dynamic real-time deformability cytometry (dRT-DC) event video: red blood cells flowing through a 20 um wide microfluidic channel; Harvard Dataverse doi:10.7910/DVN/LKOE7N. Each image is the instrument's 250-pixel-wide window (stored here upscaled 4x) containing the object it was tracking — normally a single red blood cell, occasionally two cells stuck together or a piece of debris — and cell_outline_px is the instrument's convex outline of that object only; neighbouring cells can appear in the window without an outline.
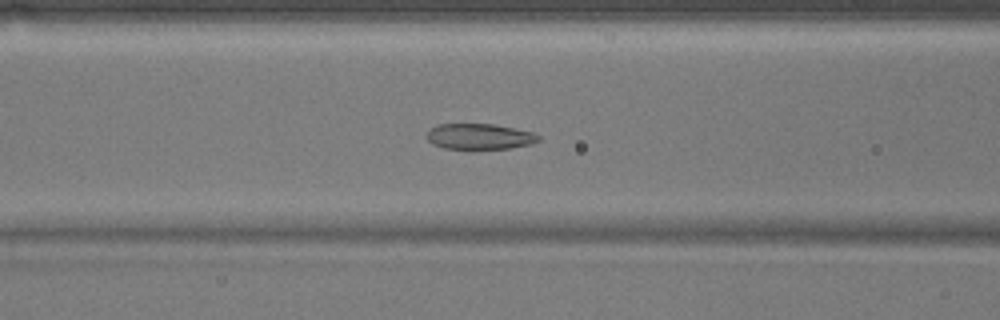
{"species": "common noctule bat (a hibernating species)", "species_latin": "Nyctalus noctula", "temperature_condition": "warm", "stored_images_in_passage": 52, "camera_frame_rate_fps": 3000, "um_per_image_px": 0.085, "animal": {"sex": "male", "body_mass_g": 17.9}, "frame": {"image": 1, "passage_image": 20, "time_ms": 6.333, "image_size_px": [1000, 320], "cell_outline_px": [[540, 140], [532, 144], [512, 148], [472, 152], [444, 148], [432, 144], [424, 136], [436, 124], [492, 124], [532, 132], [540, 136]], "centroid_in_image_um": [40.73, 11.66], "position_along_channel_um": 125.9, "area_um2": 17.57}}
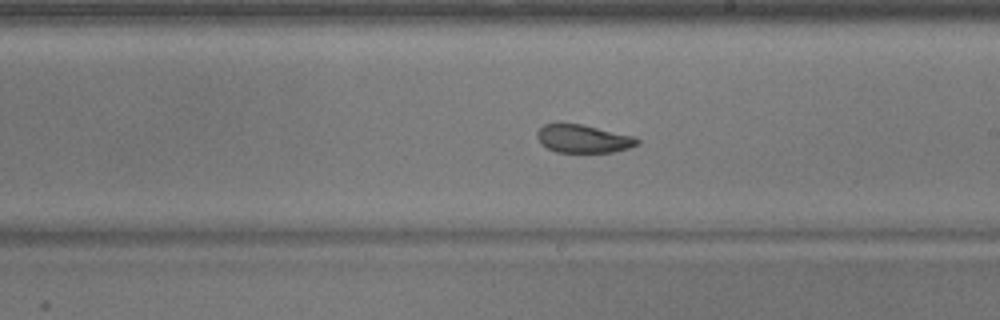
{"frame": {"image": 2, "passage_image": 29, "time_ms": 9.333, "image_size_px": [1000, 320], "cell_outline_px": [[640, 144], [628, 148], [612, 152], [556, 152], [540, 144], [536, 136], [536, 132], [544, 124], [556, 120], [580, 124], [636, 136], [640, 140]], "centroid_in_image_um": [49.53, 11.76], "position_along_channel_um": 239.5, "area_um2": 16.94}}
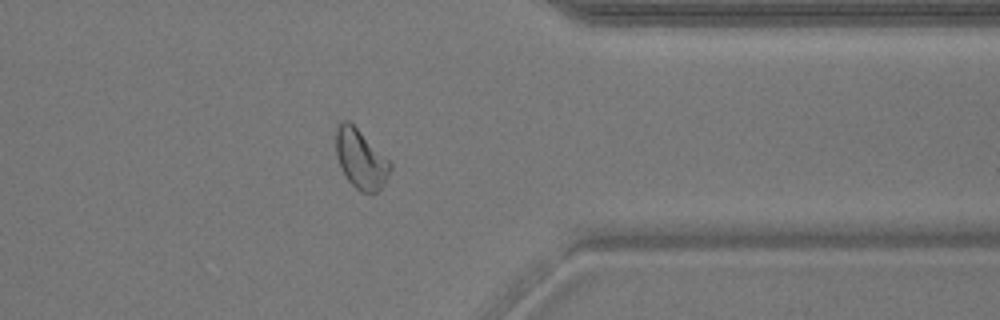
{"frame": {"image": 3, "passage_image": 41, "time_ms": 13.333, "image_size_px": [1000, 320], "cell_outline_px": [[392, 168], [384, 184], [372, 196], [360, 192], [348, 180], [336, 156], [336, 128], [344, 120], [348, 120], [392, 160]], "centroid_in_image_um": [30.71, 13.54], "position_along_channel_um": 380.7, "area_um2": 19.02}, "authors_computed_cell_mechanics": {"area_um2": 19.1029, "velocity_mm_per_s": 3.797, "shape_relaxation_time_tau1_ms": 8.5199, "shape_relaxation_time_tau2_ms": 3.1706, "deformation_change_tau1": 0.2061, "deformation_change_tau2": 0.0977}}